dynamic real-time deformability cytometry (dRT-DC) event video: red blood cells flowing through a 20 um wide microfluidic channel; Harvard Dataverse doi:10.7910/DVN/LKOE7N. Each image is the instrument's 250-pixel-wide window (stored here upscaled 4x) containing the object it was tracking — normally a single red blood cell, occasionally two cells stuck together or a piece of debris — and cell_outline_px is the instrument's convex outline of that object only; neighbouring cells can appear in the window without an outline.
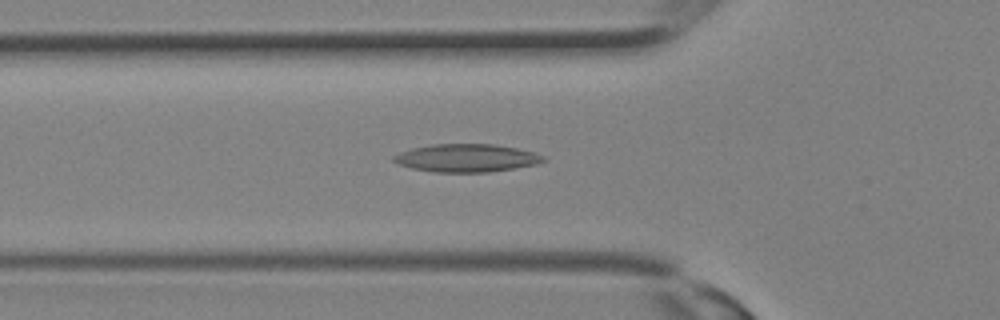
{"species": "Egyptian fruit bat (a non-hibernating species)", "species_latin": "Rousettus aegyptiacus", "temperature_condition": "room temperature", "stored_images_in_passage": 21, "camera_frame_rate_fps": 3000, "um_per_image_px": 0.085, "animal": {"sex": "female"}, "frame": {"image": 1, "passage_image": 11, "time_ms": 3.333, "image_size_px": [1000, 320], "cell_outline_px": [[548, 160], [536, 164], [488, 172], [432, 172], [412, 168], [400, 164], [392, 160], [392, 156], [400, 152], [412, 148], [432, 144], [496, 144], [516, 148], [532, 152], [544, 156]], "centroid_in_image_um": [39.64, 13.42], "position_along_channel_um": 86.2, "area_um2": 24.28}}
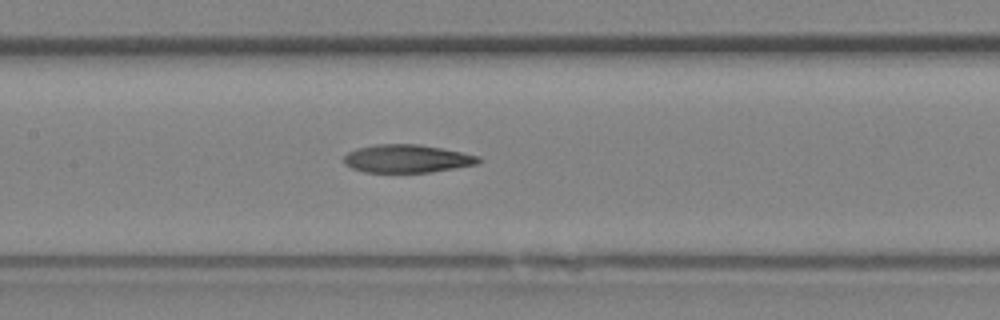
{"frame": {"image": 2, "passage_image": 15, "time_ms": 4.667, "image_size_px": [1000, 320], "cell_outline_px": [[480, 160], [476, 164], [456, 168], [428, 172], [364, 172], [352, 168], [344, 164], [344, 156], [348, 152], [356, 148], [376, 144], [416, 144], [440, 148], [480, 156]], "centroid_in_image_um": [34.55, 13.48], "position_along_channel_um": 172.8, "area_um2": 21.85}}
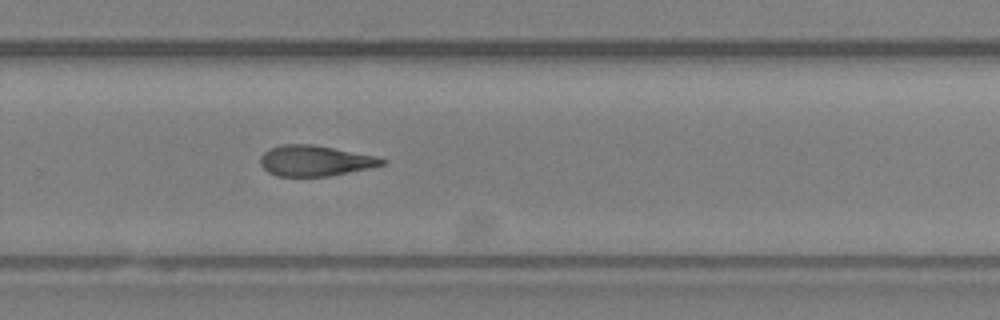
{"frame": {"image": 3, "passage_image": 21, "time_ms": 6.667, "image_size_px": [1000, 320], "cell_outline_px": [[388, 160], [384, 164], [368, 168], [328, 176], [276, 176], [268, 172], [260, 164], [260, 156], [268, 148], [280, 144], [312, 144], [372, 156]], "centroid_in_image_um": [26.69, 13.66], "position_along_channel_um": 303.1, "area_um2": 21.44}}